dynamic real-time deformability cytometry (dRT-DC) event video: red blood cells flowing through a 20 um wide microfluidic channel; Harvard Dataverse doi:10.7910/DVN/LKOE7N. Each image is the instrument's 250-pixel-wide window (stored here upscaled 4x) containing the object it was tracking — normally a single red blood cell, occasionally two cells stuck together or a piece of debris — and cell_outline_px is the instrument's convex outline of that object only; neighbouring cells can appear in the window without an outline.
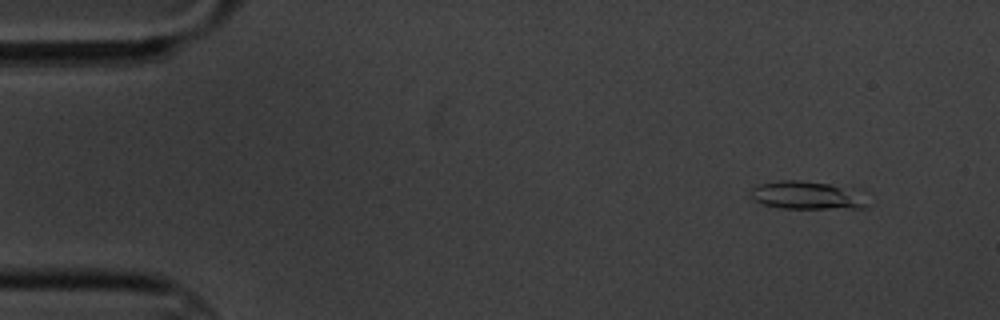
{"species": "common noctule bat (a hibernating species)", "species_latin": "Nyctalus noctula", "temperature_condition": "cold", "stored_images_in_passage": 3, "camera_frame_rate_fps": 3000, "um_per_image_px": 0.085, "animal": {"sex": "male", "body_mass_g": 20.1, "forearm_length_mm": 53.5}, "frame": {"image": 1, "passage_image": 1, "time_ms": 0.0, "image_size_px": [1000, 320], "cell_outline_px": [[868, 208], [780, 208], [764, 204], [752, 200], [752, 188], [760, 184], [780, 180], [800, 180], [828, 184], [852, 188]], "centroid_in_image_um": [68.51, 16.6], "position_along_channel_um": 16.5, "area_um2": 18.55}}